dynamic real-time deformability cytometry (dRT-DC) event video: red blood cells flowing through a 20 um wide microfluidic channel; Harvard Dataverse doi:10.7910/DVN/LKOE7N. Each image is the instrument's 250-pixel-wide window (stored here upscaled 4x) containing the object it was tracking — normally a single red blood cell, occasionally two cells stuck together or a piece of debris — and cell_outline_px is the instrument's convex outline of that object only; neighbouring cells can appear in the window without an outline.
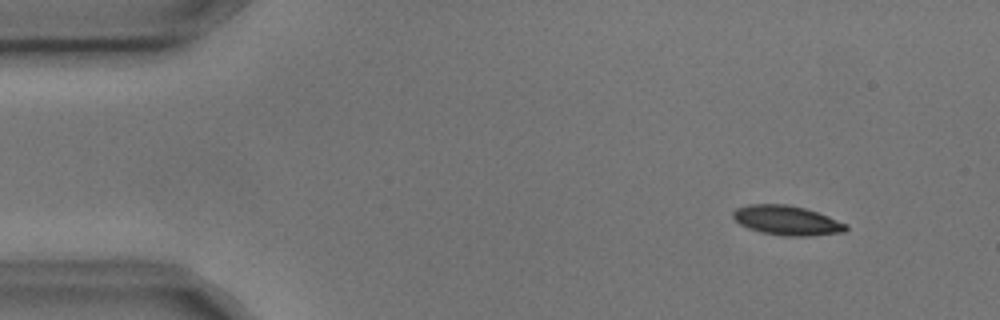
{"species": "common noctule bat (a hibernating species)", "species_latin": "Nyctalus noctula", "temperature_condition": "cold", "stored_images_in_passage": 5, "segment_of_instrument_passage": [2, 2], "camera_frame_rate_fps": 3000, "um_per_image_px": 0.085, "animal": {"sex": "male", "body_mass_g": 17.9, "forearm_length_mm": 54.2}, "frame": {"image": 1, "passage_image": 5, "time_ms": 1.333, "image_size_px": [1000, 320], "cell_outline_px": [[848, 228], [844, 232], [808, 236], [784, 236], [760, 232], [748, 228], [740, 224], [732, 216], [732, 212], [736, 208], [748, 204], [788, 204], [804, 208], [828, 216], [848, 224]], "centroid_in_image_um": [66.87, 18.73], "position_along_channel_um": 18.1, "area_um2": 19.48}}